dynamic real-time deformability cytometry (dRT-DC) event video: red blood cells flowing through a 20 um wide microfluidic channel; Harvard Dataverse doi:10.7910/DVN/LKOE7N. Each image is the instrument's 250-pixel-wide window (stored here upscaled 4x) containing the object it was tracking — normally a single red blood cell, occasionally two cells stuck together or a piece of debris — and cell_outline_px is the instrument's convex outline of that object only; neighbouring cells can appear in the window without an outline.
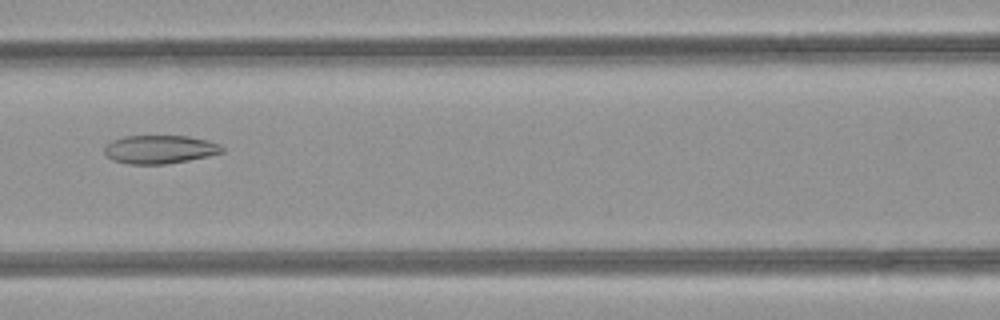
{"species": "common noctule bat (a hibernating species)", "species_latin": "Nyctalus noctula", "temperature_condition": "room temperature", "stored_images_in_passage": 8, "camera_frame_rate_fps": 3000, "um_per_image_px": 0.085, "animal": {"sex": "female", "body_mass_g": 21.9}, "frame": {"image": 1, "passage_image": 7, "time_ms": 2.0, "image_size_px": [1000, 320], "cell_outline_px": [[224, 152], [208, 156], [188, 160], [164, 164], [128, 164], [112, 160], [104, 152], [104, 148], [112, 140], [124, 136], [188, 136], [208, 140], [220, 144], [224, 148]], "centroid_in_image_um": [13.59, 12.69], "position_along_channel_um": 153.0, "area_um2": 19.48}}
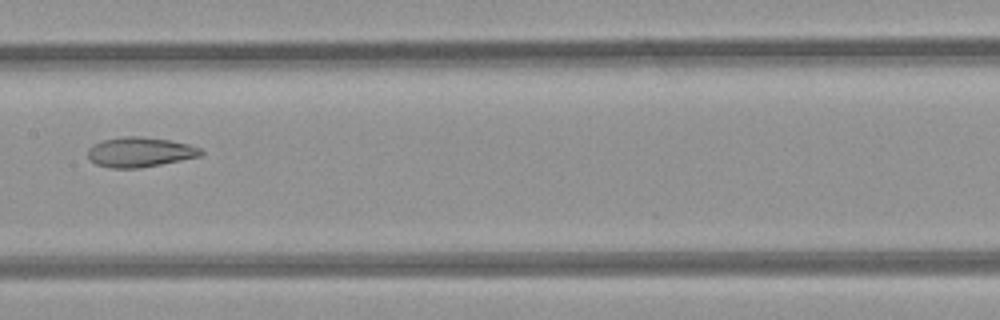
{"frame": {"image": 2, "passage_image": 8, "time_ms": 2.333, "image_size_px": [1000, 320], "cell_outline_px": [[204, 152], [200, 156], [140, 168], [108, 168], [96, 164], [88, 156], [88, 148], [92, 144], [104, 140], [124, 136], [136, 136], [168, 140], [188, 144], [200, 148]], "centroid_in_image_um": [11.87, 12.93], "position_along_channel_um": 195.5, "area_um2": 19.48}}